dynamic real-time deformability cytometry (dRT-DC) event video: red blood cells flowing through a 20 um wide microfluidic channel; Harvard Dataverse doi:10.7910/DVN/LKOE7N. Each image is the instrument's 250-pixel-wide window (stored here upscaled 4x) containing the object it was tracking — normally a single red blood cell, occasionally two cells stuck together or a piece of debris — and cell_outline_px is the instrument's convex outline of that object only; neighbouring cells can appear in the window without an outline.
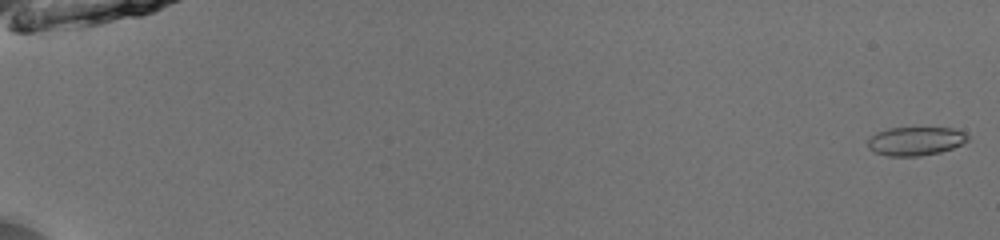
{"species": "common noctule bat (a hibernating species)", "species_latin": "Nyctalus noctula", "temperature_condition": "room temperature", "stored_images_in_passage": 53, "camera_frame_rate_fps": 3000, "um_per_image_px": 0.085, "animal": {"sex": "male", "body_mass_g": 13.0, "forearm_length_mm": 53.1}, "frame": {"image": 1, "passage_image": 1, "time_ms": 0.0, "image_size_px": [1000, 240], "cell_outline_px": [[968, 140], [952, 148], [940, 152], [920, 156], [888, 156], [876, 152], [868, 148], [868, 140], [876, 132], [888, 128], [952, 128], [964, 132], [968, 136]], "centroid_in_image_um": [77.81, 11.99], "position_along_channel_um": 7.2, "area_um2": 16.53}}
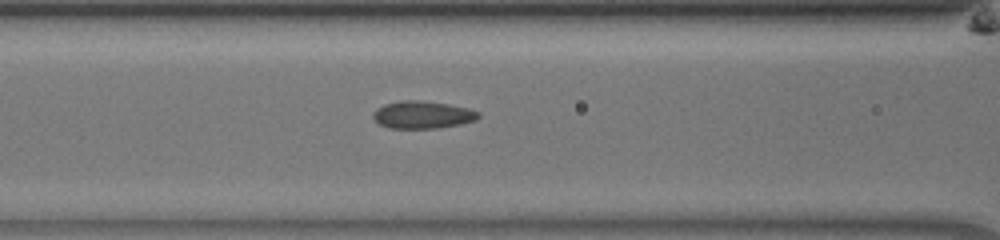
{"frame": {"image": 2, "passage_image": 25, "time_ms": 8.0, "image_size_px": [1000, 240], "cell_outline_px": [[480, 116], [476, 120], [460, 124], [440, 128], [388, 128], [380, 124], [372, 116], [372, 112], [376, 108], [384, 104], [400, 100], [420, 100], [448, 104], [468, 108], [480, 112]], "centroid_in_image_um": [35.91, 9.75], "position_along_channel_um": 130.7, "area_um2": 16.99}}
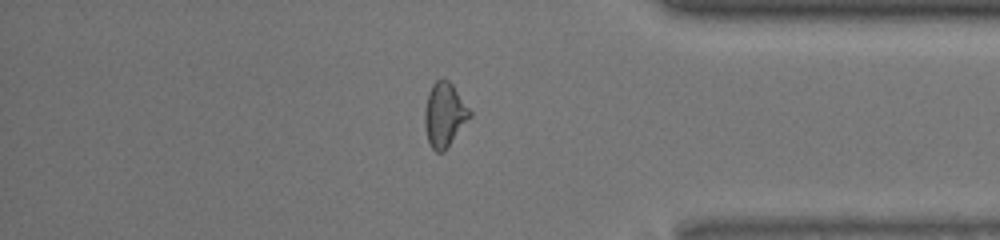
{"frame": {"image": 3, "passage_image": 46, "time_ms": 15.0, "image_size_px": [1000, 240], "cell_outline_px": [[472, 116], [444, 152], [436, 152], [432, 148], [428, 140], [424, 124], [424, 112], [428, 92], [432, 84], [436, 80], [444, 76], [452, 84], [472, 112]], "centroid_in_image_um": [37.78, 9.73], "position_along_channel_um": 397.4, "area_um2": 17.05}, "authors_computed_cell_mechanics": {"area_um2": 16.5308, "velocity_mm_per_s": 3.985, "shape_relaxation_time_tau1_ms": 7.1977, "shape_relaxation_time_tau2_ms": 1.4265, "deformation_change_tau1": 0.1586, "deformation_change_tau2": 0.074}}